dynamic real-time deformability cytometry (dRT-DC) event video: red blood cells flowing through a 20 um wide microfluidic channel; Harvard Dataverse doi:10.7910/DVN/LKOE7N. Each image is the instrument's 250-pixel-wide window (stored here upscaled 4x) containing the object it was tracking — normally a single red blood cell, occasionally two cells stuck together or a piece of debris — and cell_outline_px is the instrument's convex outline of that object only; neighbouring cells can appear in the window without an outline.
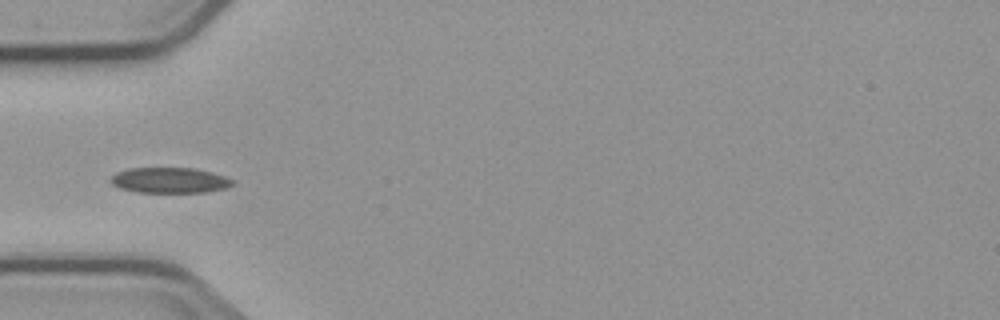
{"species": "common noctule bat (a hibernating species)", "species_latin": "Nyctalus noctula", "temperature_condition": "cold", "stored_images_in_passage": 8, "camera_frame_rate_fps": 3000, "um_per_image_px": 0.085, "animal": {"sex": "male", "body_mass_g": 23.1, "forearm_length_mm": 52.7}, "frame": {"image": 1, "passage_image": 5, "time_ms": 5.667, "image_size_px": [1000, 320], "cell_outline_px": [[236, 184], [224, 188], [204, 192], [136, 192], [120, 188], [112, 184], [108, 180], [116, 172], [128, 168], [196, 168], [212, 172], [236, 180]], "centroid_in_image_um": [14.43, 15.32], "position_along_channel_um": 70.6, "area_um2": 18.26}}
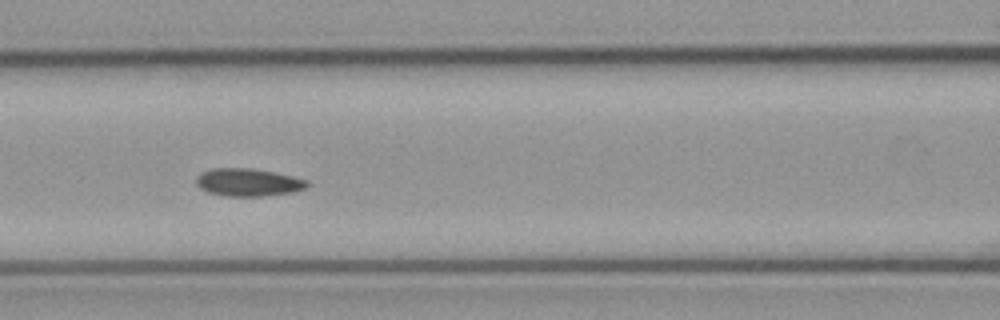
{"frame": {"image": 2, "passage_image": 7, "time_ms": 7.667, "image_size_px": [1000, 320], "cell_outline_px": [[312, 184], [304, 188], [292, 192], [264, 196], [224, 196], [208, 192], [200, 188], [196, 184], [196, 176], [200, 172], [212, 168], [252, 168], [292, 176], [308, 180]], "centroid_in_image_um": [21.07, 15.49], "position_along_channel_um": 145.5, "area_um2": 18.03}}
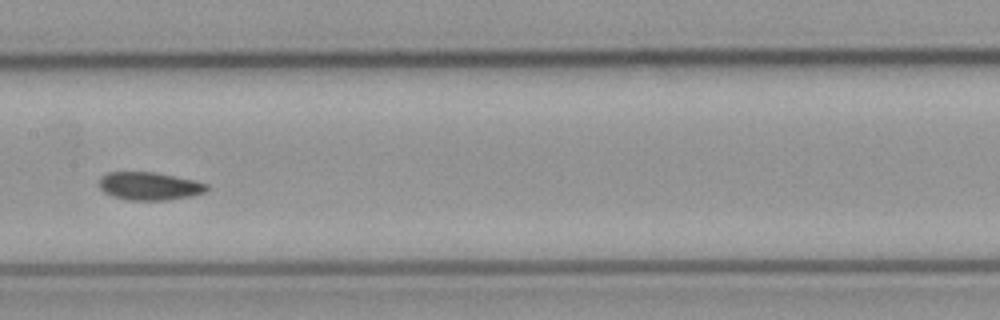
{"frame": {"image": 3, "passage_image": 8, "time_ms": 9.0, "image_size_px": [1000, 320], "cell_outline_px": [[208, 188], [204, 192], [192, 196], [168, 200], [124, 200], [112, 196], [104, 192], [100, 188], [100, 176], [108, 172], [156, 172], [196, 180], [208, 184]], "centroid_in_image_um": [12.71, 15.82], "position_along_channel_um": 194.7, "area_um2": 17.74}}